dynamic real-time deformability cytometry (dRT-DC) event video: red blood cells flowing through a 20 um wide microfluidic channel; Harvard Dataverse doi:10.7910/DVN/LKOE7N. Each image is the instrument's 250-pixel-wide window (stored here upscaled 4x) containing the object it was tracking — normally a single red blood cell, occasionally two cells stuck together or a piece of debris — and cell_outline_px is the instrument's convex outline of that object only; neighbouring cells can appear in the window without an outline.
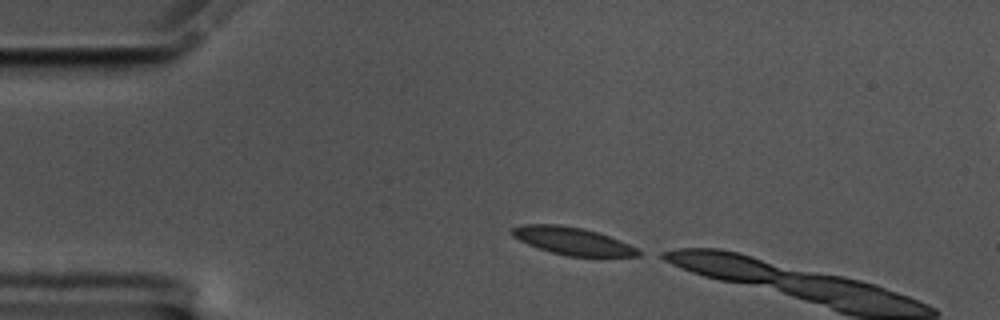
{"species": "common noctule bat (a hibernating species)", "species_latin": "Nyctalus noctula", "temperature_condition": "cold", "stored_images_in_passage": 4, "camera_frame_rate_fps": 3000, "um_per_image_px": 0.085, "animal": {"sex": "male", "body_mass_g": 17.5, "forearm_length_mm": 52.3}, "frame": {"image": 1, "passage_image": 1, "time_ms": 0.0, "image_size_px": [1000, 320], "cell_outline_px": [[648, 252], [640, 256], [568, 256], [552, 252], [528, 244], [512, 236], [508, 232], [512, 228], [520, 224], [560, 224], [584, 228], [620, 240], [640, 248]], "centroid_in_image_um": [48.72, 20.48], "position_along_channel_um": 36.3, "area_um2": 20.52}}